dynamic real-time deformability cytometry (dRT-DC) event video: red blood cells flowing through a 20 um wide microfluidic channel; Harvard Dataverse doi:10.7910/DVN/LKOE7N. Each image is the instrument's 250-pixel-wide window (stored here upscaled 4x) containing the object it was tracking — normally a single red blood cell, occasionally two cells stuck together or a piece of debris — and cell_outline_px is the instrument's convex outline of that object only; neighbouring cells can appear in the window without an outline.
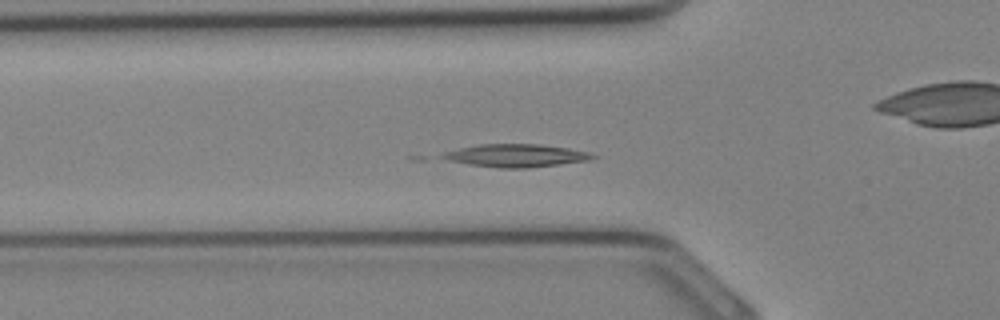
{"species": "Egyptian fruit bat (a non-hibernating species)", "species_latin": "Rousettus aegyptiacus", "temperature_condition": "cold", "stored_images_in_passage": 14, "camera_frame_rate_fps": 3000, "um_per_image_px": 0.085, "animal": {"sex": "female"}, "frame": {"image": 1, "passage_image": 10, "time_ms": 3.0, "image_size_px": [1000, 320], "cell_outline_px": [[596, 156], [588, 160], [560, 164], [524, 168], [500, 168], [472, 164], [448, 160], [440, 156], [444, 152], [460, 148], [480, 144], [536, 144], [568, 148], [588, 152]], "centroid_in_image_um": [43.86, 13.22], "position_along_channel_um": 81.9, "area_um2": 19.54}}
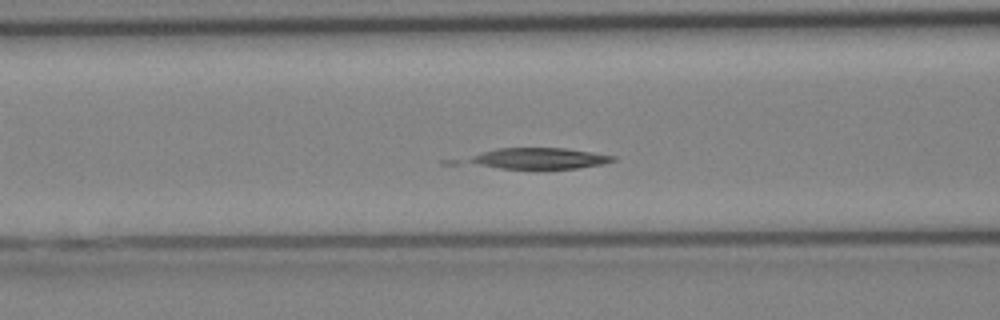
{"frame": {"image": 2, "passage_image": 12, "time_ms": 3.667, "image_size_px": [1000, 320], "cell_outline_px": [[616, 160], [604, 164], [576, 168], [500, 168], [480, 164], [464, 160], [472, 156], [496, 148], [564, 148], [592, 152], [616, 156]], "centroid_in_image_um": [45.91, 13.45], "position_along_channel_um": 120.7, "area_um2": 17.34}}